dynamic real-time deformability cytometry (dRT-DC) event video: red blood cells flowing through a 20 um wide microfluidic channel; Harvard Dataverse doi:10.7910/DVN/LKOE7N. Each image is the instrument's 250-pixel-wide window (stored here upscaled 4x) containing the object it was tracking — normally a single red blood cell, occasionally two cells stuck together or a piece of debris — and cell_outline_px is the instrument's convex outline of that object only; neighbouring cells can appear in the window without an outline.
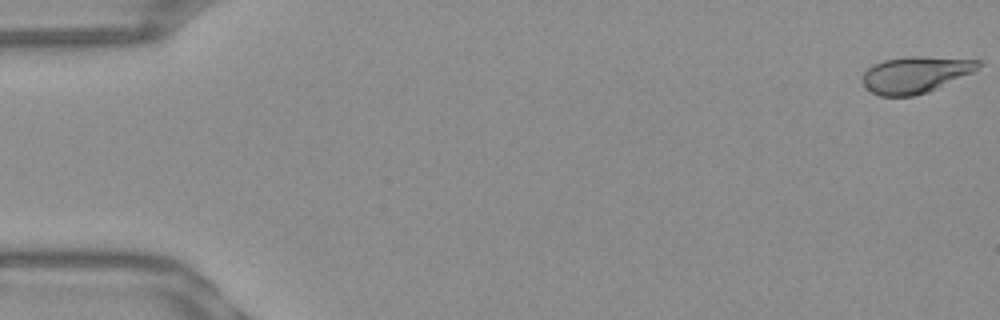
{"species": "Egyptian fruit bat (a non-hibernating species)", "species_latin": "Rousettus aegyptiacus", "temperature_condition": "warm", "stored_images_in_passage": 52, "camera_frame_rate_fps": 3000, "um_per_image_px": 0.085, "frame": {"image": 1, "passage_image": 1, "time_ms": 0.0, "image_size_px": [1000, 320], "cell_outline_px": [[984, 64], [980, 68], [972, 72], [928, 92], [912, 96], [880, 96], [872, 92], [864, 84], [864, 72], [872, 64], [884, 60], [908, 56], [916, 56], [984, 60]], "centroid_in_image_um": [77.85, 6.33], "position_along_channel_um": 7.1, "area_um2": 24.51}}
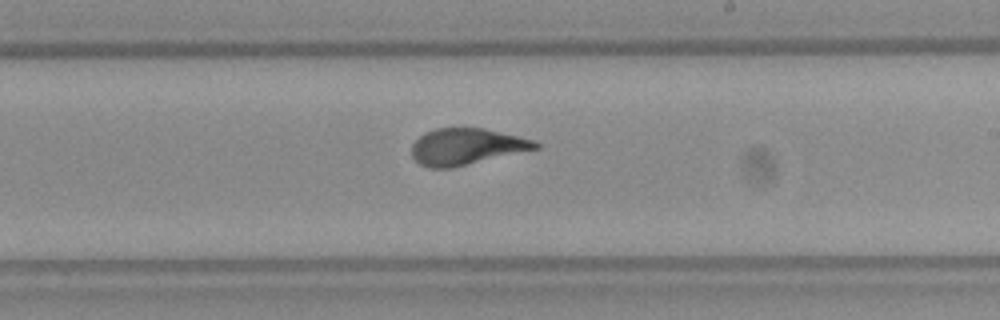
{"frame": {"image": 2, "passage_image": 31, "time_ms": 10.0, "image_size_px": [1000, 320], "cell_outline_px": [[540, 148], [452, 168], [432, 168], [420, 164], [412, 156], [412, 144], [424, 132], [436, 128], [484, 128], [536, 140], [540, 144]], "centroid_in_image_um": [39.67, 12.46], "position_along_channel_um": 249.3, "area_um2": 26.3}}
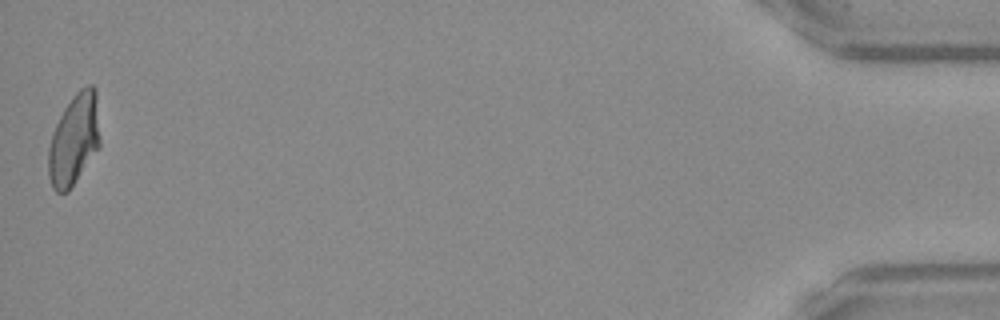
{"frame": {"image": 3, "passage_image": 52, "time_ms": 17.0, "image_size_px": [1000, 320], "cell_outline_px": [[100, 148], [68, 192], [56, 192], [52, 188], [48, 176], [48, 148], [52, 132], [64, 108], [72, 96], [80, 88], [88, 84], [92, 84], [96, 88], [100, 140]], "centroid_in_image_um": [6.3, 11.86], "position_along_channel_um": 428.9, "area_um2": 27.86}, "authors_computed_cell_mechanics": {"area_um2": 26.7325, "velocity_mm_per_s": 3.9124, "shape_relaxation_time_tau1_ms": 4.7822, "shape_relaxation_time_tau2_ms": null, "deformation_change_tau1": 0.1849, "deformation_change_tau2": null}}